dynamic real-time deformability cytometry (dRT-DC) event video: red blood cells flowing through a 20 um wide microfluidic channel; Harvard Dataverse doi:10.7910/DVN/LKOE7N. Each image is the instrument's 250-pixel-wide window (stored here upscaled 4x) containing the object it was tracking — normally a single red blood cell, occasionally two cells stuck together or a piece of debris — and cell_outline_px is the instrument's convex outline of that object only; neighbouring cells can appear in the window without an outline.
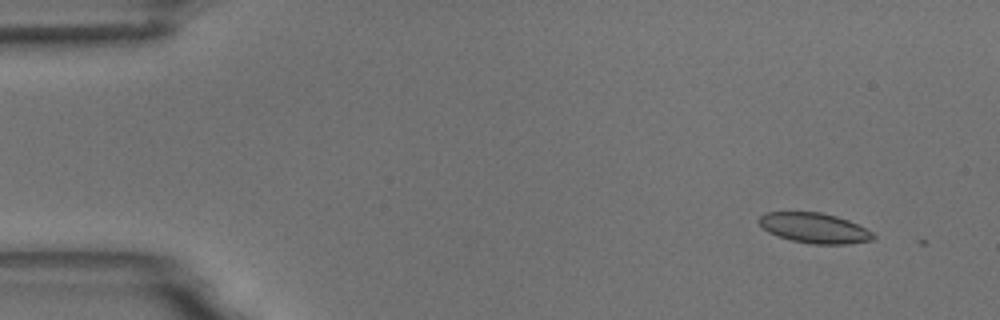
{"species": "common noctule bat (a hibernating species)", "species_latin": "Nyctalus noctula", "temperature_condition": "room temperature", "stored_images_in_passage": 4, "camera_frame_rate_fps": 3000, "um_per_image_px": 0.085, "animal": {"sex": "male", "body_mass_g": 18.8}, "frame": {"image": 1, "passage_image": 1, "time_ms": 0.0, "image_size_px": [1000, 320], "cell_outline_px": [[876, 236], [872, 240], [848, 244], [812, 244], [792, 240], [768, 232], [756, 220], [764, 212], [820, 212], [836, 216], [848, 220], [872, 232]], "centroid_in_image_um": [69.21, 19.38], "position_along_channel_um": 15.8, "area_um2": 19.94}}